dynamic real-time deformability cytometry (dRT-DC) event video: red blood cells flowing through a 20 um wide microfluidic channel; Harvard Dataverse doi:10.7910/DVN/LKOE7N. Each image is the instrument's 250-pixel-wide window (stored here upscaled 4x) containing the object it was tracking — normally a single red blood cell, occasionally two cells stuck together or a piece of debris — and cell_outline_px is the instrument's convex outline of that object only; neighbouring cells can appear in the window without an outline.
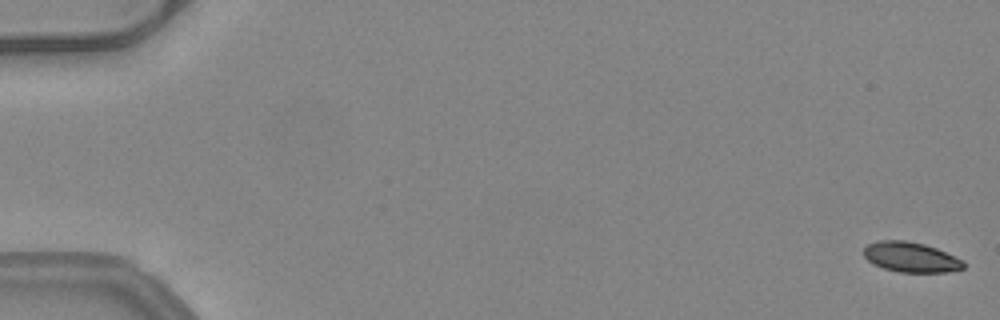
{"species": "common noctule bat (a hibernating species)", "species_latin": "Nyctalus noctula", "temperature_condition": "warm", "stored_images_in_passage": 53, "camera_frame_rate_fps": 3000, "um_per_image_px": 0.085, "animal": {"sex": "female", "body_mass_g": 24.6, "forearm_length_mm": 56.2}, "frame": {"image": 1, "passage_image": 1, "time_ms": 0.0, "image_size_px": [1000, 320], "cell_outline_px": [[964, 268], [948, 272], [900, 272], [884, 268], [872, 264], [864, 256], [864, 248], [868, 244], [880, 240], [904, 240], [924, 244], [936, 248], [964, 260]], "centroid_in_image_um": [77.42, 21.86], "position_along_channel_um": 7.6, "area_um2": 17.46}}
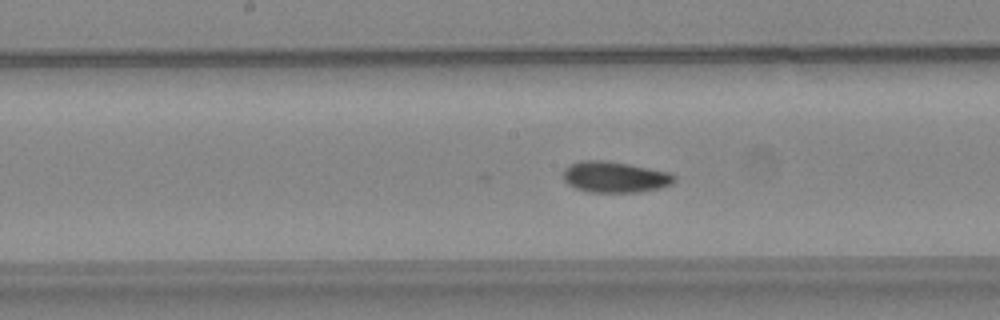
{"frame": {"image": 2, "passage_image": 28, "time_ms": 9.0, "image_size_px": [1000, 320], "cell_outline_px": [[676, 180], [672, 184], [660, 188], [640, 192], [588, 192], [576, 188], [568, 184], [564, 180], [564, 168], [568, 164], [580, 160], [608, 160], [668, 172], [676, 176]], "centroid_in_image_um": [52.25, 15.04], "position_along_channel_um": 196.0, "area_um2": 20.23}}
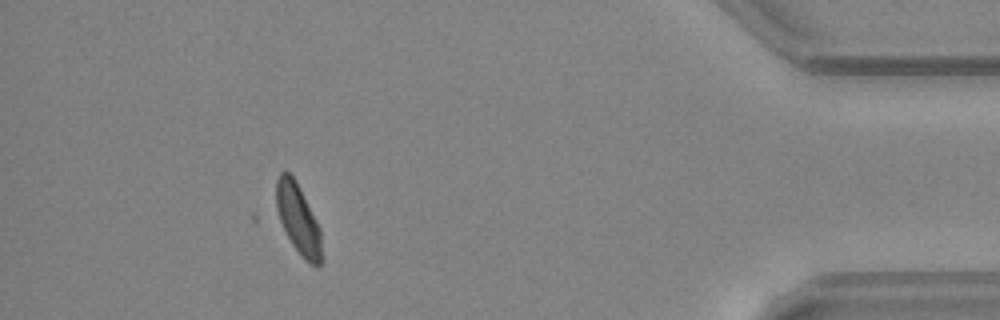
{"frame": {"image": 3, "passage_image": 48, "time_ms": 15.667, "image_size_px": [1000, 320], "cell_outline_px": [[320, 264], [316, 268], [304, 260], [292, 244], [280, 220], [276, 208], [276, 180], [280, 172], [288, 172], [296, 180], [320, 228]], "centroid_in_image_um": [25.32, 18.6], "position_along_channel_um": 409.9, "area_um2": 18.15}, "authors_computed_cell_mechanics": {"area_um2": 18.785, "velocity_mm_per_s": 3.9982, "shape_relaxation_time_tau1_ms": null, "shape_relaxation_time_tau2_ms": 0.9686, "deformation_change_tau1": null, "deformation_change_tau2": 0.0647}}